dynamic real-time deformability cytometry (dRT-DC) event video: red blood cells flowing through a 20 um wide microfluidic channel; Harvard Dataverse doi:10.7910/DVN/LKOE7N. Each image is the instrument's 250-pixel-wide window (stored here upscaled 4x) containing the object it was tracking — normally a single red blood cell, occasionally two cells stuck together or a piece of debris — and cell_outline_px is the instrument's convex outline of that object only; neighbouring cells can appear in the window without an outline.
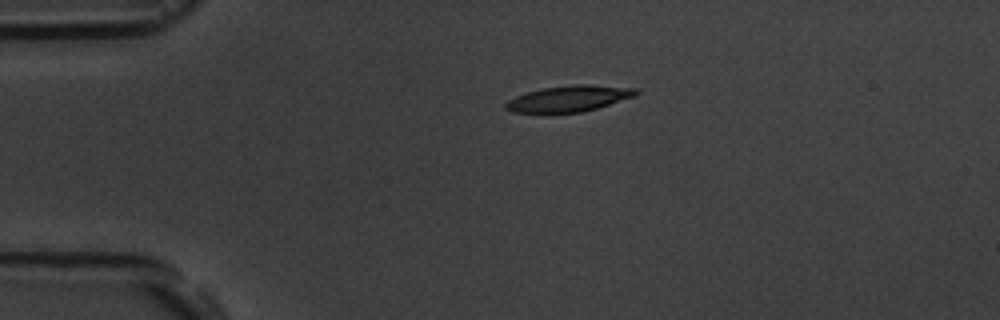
{"species": "common noctule bat (a hibernating species)", "species_latin": "Nyctalus noctula", "temperature_condition": "room temperature", "stored_images_in_passage": 2, "camera_frame_rate_fps": 3000, "um_per_image_px": 0.085, "animal": {"sex": "male", "body_mass_g": 19.5, "forearm_length_mm": 54.6}, "frame": {"image": 1, "passage_image": 1, "time_ms": 0.0, "image_size_px": [1000, 320], "cell_outline_px": [[640, 92], [636, 96], [596, 108], [580, 112], [512, 112], [504, 108], [504, 104], [508, 100], [516, 96], [528, 92], [544, 88], [576, 84], [588, 84], [636, 88]], "centroid_in_image_um": [48.38, 8.37], "position_along_channel_um": 36.6, "area_um2": 19.54}}